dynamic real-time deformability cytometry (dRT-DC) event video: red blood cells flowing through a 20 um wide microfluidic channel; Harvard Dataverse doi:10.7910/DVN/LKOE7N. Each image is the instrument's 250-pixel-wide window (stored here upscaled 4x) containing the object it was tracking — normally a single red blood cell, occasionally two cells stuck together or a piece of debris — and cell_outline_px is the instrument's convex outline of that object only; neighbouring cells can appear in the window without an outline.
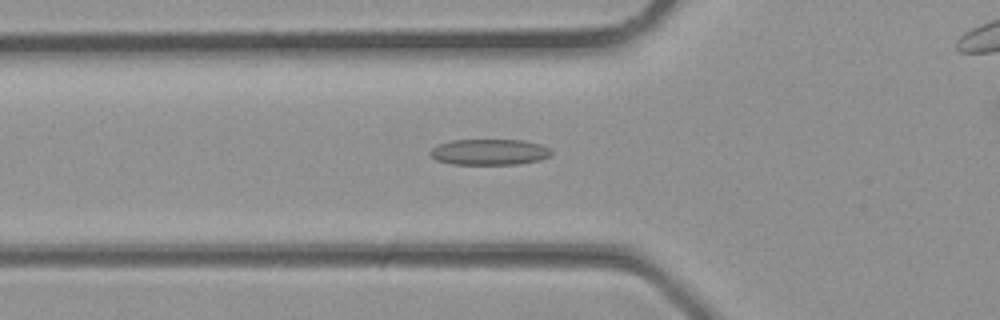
{"species": "common noctule bat (a hibernating species)", "species_latin": "Nyctalus noctula", "temperature_condition": "room temperature", "stored_images_in_passage": 34, "camera_frame_rate_fps": 3000, "um_per_image_px": 0.085, "animal": {"sex": "male", "body_mass_g": 23.1, "forearm_length_mm": 52.7}, "frame": {"image": 1, "passage_image": 11, "time_ms": 3.333, "image_size_px": [1000, 320], "cell_outline_px": [[552, 152], [548, 156], [540, 160], [516, 164], [452, 164], [436, 160], [428, 152], [436, 144], [452, 140], [524, 140], [540, 144], [548, 148]], "centroid_in_image_um": [41.55, 12.91], "position_along_channel_um": 84.2, "area_um2": 18.26}}
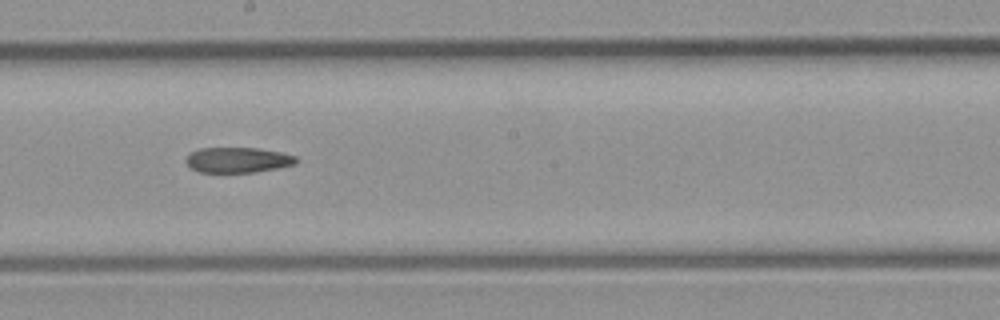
{"frame": {"image": 2, "passage_image": 18, "time_ms": 5.667, "image_size_px": [1000, 320], "cell_outline_px": [[296, 164], [256, 172], [200, 172], [192, 168], [184, 160], [192, 152], [200, 148], [256, 148], [280, 152], [296, 156]], "centroid_in_image_um": [20.21, 13.6], "position_along_channel_um": 228.0, "area_um2": 16.07}}
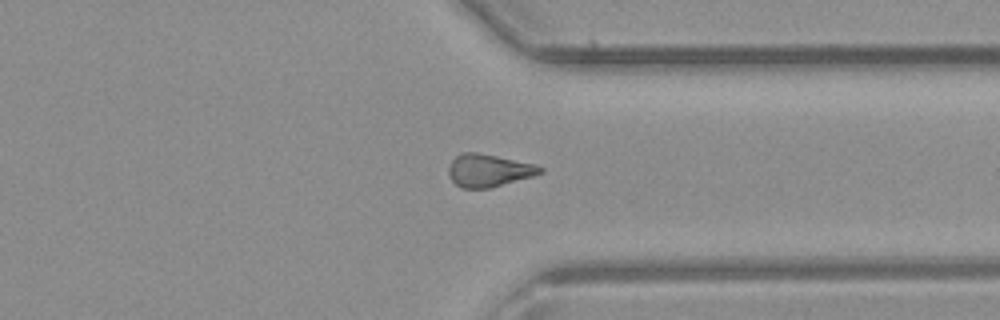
{"frame": {"image": 3, "passage_image": 25, "time_ms": 8.0, "image_size_px": [1000, 320], "cell_outline_px": [[544, 172], [532, 176], [492, 188], [460, 188], [448, 176], [448, 164], [460, 152], [476, 152], [536, 164], [544, 168]], "centroid_in_image_um": [41.52, 14.49], "position_along_channel_um": 369.9, "area_um2": 17.57}}